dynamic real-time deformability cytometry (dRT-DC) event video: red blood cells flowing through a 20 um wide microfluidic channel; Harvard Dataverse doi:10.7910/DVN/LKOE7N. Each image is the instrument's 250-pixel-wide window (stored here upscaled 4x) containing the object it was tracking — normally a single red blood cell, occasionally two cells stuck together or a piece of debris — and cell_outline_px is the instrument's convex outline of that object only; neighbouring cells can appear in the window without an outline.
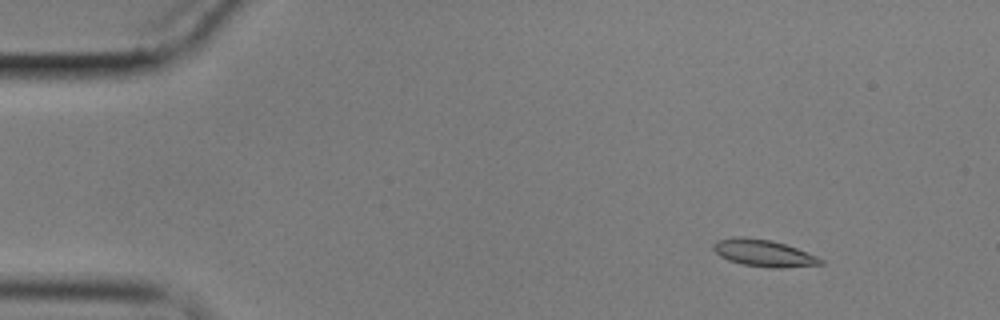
{"species": "common noctule bat (a hibernating species)", "species_latin": "Nyctalus noctula", "temperature_condition": "cold", "stored_images_in_passage": 54, "camera_frame_rate_fps": 3000, "um_per_image_px": 0.085, "animal": {"sex": "male", "body_mass_g": 17.9}, "frame": {"image": 1, "passage_image": 1, "time_ms": 0.0, "image_size_px": [1000, 320], "cell_outline_px": [[824, 264], [780, 268], [768, 268], [744, 264], [728, 260], [720, 256], [712, 248], [712, 244], [716, 240], [736, 236], [772, 240], [796, 248], [816, 256], [824, 260]], "centroid_in_image_um": [64.88, 21.51], "position_along_channel_um": 20.1, "area_um2": 16.76}}
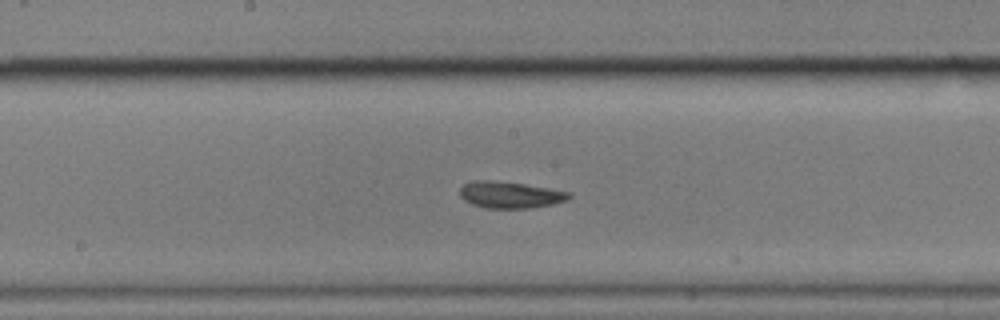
{"frame": {"image": 2, "passage_image": 26, "time_ms": 8.333, "image_size_px": [1000, 320], "cell_outline_px": [[572, 196], [568, 200], [552, 204], [528, 208], [484, 208], [472, 204], [464, 200], [460, 196], [460, 188], [464, 184], [472, 180], [492, 180], [524, 184], [572, 192]], "centroid_in_image_um": [43.36, 16.55], "position_along_channel_um": 204.8, "area_um2": 16.99}}
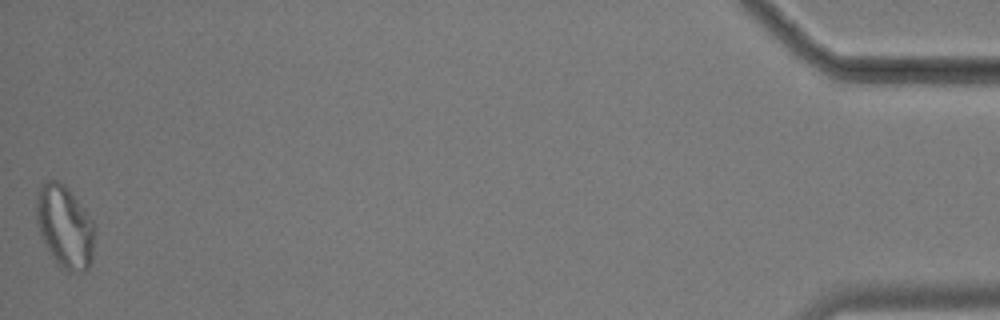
{"frame": {"image": 3, "passage_image": 54, "time_ms": 17.667, "image_size_px": [1000, 320], "cell_outline_px": [[96, 228], [92, 260], [88, 268], [84, 272], [68, 272], [56, 264], [44, 244], [36, 220], [36, 192], [40, 184], [48, 180], [56, 180], [64, 184], [72, 192], [84, 208], [92, 220]], "centroid_in_image_um": [5.51, 19.27], "position_along_channel_um": 429.7, "area_um2": 28.67}, "authors_computed_cell_mechanics": {"area_um2": 16.9932, "velocity_mm_per_s": 3.3917, "shape_relaxation_time_tau1_ms": 4.2518, "shape_relaxation_time_tau2_ms": 2.6653, "deformation_change_tau1": 0.1526, "deformation_change_tau2": 0.1092}}